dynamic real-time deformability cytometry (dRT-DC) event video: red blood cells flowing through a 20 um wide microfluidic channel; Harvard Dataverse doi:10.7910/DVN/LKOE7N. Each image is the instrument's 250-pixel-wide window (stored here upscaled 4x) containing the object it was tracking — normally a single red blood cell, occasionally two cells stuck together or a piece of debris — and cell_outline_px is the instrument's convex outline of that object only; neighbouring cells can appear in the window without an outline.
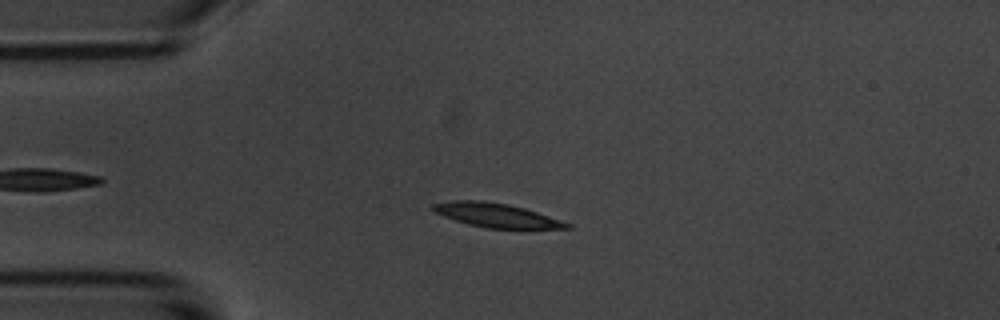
{"species": "common noctule bat (a hibernating species)", "species_latin": "Nyctalus noctula", "temperature_condition": "room temperature", "stored_images_in_passage": 53, "camera_frame_rate_fps": 3000, "um_per_image_px": 0.085, "animal": {"sex": "male", "body_mass_g": 20.1, "forearm_length_mm": 53.5}, "frame": {"image": 1, "passage_image": 10, "time_ms": 3.0, "image_size_px": [1000, 320], "cell_outline_px": [[572, 228], [484, 228], [468, 224], [444, 216], [436, 212], [432, 208], [432, 204], [452, 200], [480, 200], [508, 204], [524, 208], [572, 224]], "centroid_in_image_um": [42.17, 18.29], "position_along_channel_um": 42.8, "area_um2": 18.44}}
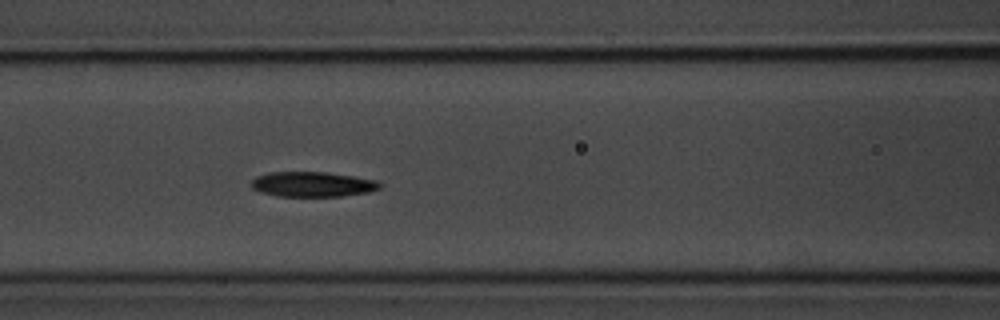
{"frame": {"image": 2, "passage_image": 20, "time_ms": 6.333, "image_size_px": [1000, 320], "cell_outline_px": [[384, 184], [380, 188], [368, 192], [340, 196], [276, 196], [260, 192], [252, 188], [252, 180], [256, 176], [268, 172], [324, 172], [352, 176], [376, 180]], "centroid_in_image_um": [26.55, 15.66], "position_along_channel_um": 140.0, "area_um2": 18.73}}
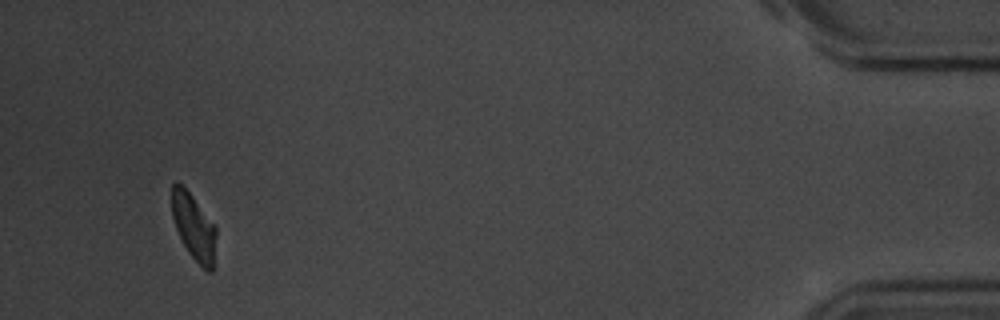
{"frame": {"image": 3, "passage_image": 50, "time_ms": 16.333, "image_size_px": [1000, 320], "cell_outline_px": [[216, 236], [212, 272], [208, 272], [188, 252], [176, 228], [172, 216], [172, 184], [176, 180], [192, 196], [216, 224]], "centroid_in_image_um": [16.48, 19.26], "position_along_channel_um": 418.7, "area_um2": 16.88}, "authors_computed_cell_mechanics": {"area_um2": 19.074, "velocity_mm_per_s": 3.5359, "shape_relaxation_time_tau1_ms": 2.8025, "shape_relaxation_time_tau2_ms": 2.8053, "deformation_change_tau1": 0.1251, "deformation_change_tau2": 0.0878}}